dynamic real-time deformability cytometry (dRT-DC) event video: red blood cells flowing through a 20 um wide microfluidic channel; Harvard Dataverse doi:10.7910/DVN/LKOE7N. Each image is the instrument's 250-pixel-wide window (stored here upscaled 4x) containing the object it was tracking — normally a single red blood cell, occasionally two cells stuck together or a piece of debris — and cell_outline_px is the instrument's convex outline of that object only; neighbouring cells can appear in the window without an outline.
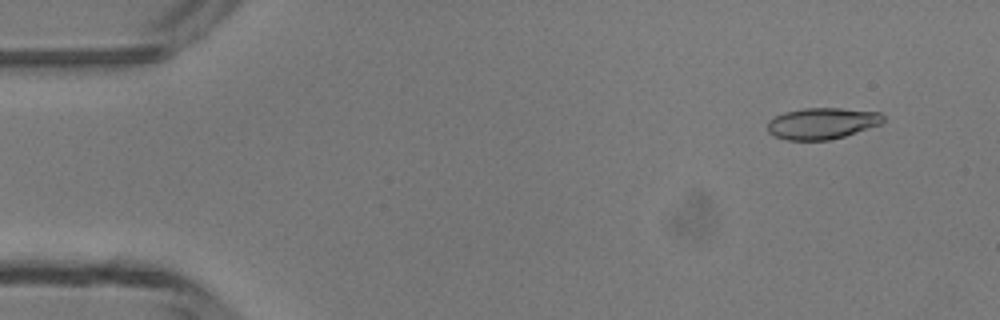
{"species": "common noctule bat (a hibernating species)", "species_latin": "Nyctalus noctula", "temperature_condition": "room temperature", "stored_images_in_passage": 2, "camera_frame_rate_fps": 3000, "um_per_image_px": 0.085, "animal": {"sex": "male", "body_mass_g": 13.3}, "frame": {"image": 1, "passage_image": 1, "time_ms": 0.0, "image_size_px": [1000, 320], "cell_outline_px": [[884, 120], [880, 124], [844, 136], [828, 140], [788, 140], [776, 136], [768, 132], [768, 120], [784, 112], [804, 108], [840, 108], [880, 112], [884, 116]], "centroid_in_image_um": [69.87, 10.48], "position_along_channel_um": 15.1, "area_um2": 20.98}}